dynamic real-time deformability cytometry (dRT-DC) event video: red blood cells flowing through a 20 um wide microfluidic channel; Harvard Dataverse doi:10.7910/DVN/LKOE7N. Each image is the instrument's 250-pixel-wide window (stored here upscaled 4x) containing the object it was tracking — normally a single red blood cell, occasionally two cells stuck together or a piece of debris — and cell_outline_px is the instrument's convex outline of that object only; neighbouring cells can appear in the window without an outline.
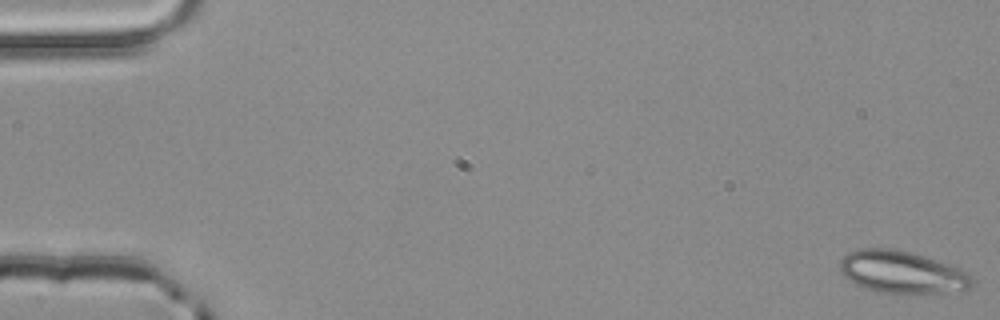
{"species": "common noctule bat (a hibernating species)", "species_latin": "Nyctalus noctula", "temperature_condition": "room temperature", "stored_images_in_passage": 4, "camera_frame_rate_fps": 3000, "um_per_image_px": 0.085, "animal": {"sex": "male", "body_mass_g": 20.4}, "frame": {"image": 1, "passage_image": 1, "time_ms": 0.0, "image_size_px": [1000, 320], "cell_outline_px": [[972, 288], [964, 292], [920, 296], [896, 296], [876, 292], [864, 288], [856, 284], [844, 276], [840, 272], [840, 260], [848, 252], [860, 248], [892, 248], [912, 252], [936, 260], [956, 268], [972, 276]], "centroid_in_image_um": [76.7, 23.21], "position_along_channel_um": 8.3, "area_um2": 33.99}}